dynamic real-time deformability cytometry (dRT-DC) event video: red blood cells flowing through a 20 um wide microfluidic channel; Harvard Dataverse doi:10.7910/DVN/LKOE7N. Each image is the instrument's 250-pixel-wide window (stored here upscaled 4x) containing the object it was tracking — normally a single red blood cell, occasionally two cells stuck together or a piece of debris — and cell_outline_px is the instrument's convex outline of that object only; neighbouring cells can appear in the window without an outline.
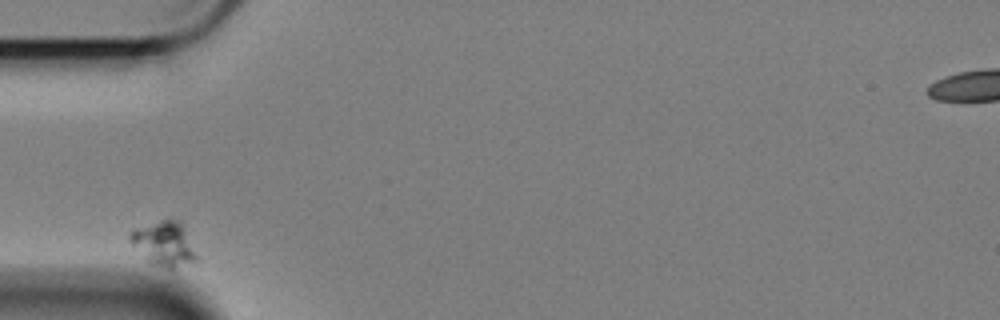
{"species": "Egyptian fruit bat (a non-hibernating species)", "species_latin": "Rousettus aegyptiacus", "temperature_condition": "cold", "stored_images_in_passage": 35, "camera_frame_rate_fps": 3000, "um_per_image_px": 0.085, "animal": {"sex": "female"}, "frame": {"image": 1, "passage_image": 1, "time_ms": 0.0, "image_size_px": [1000, 320], "cell_outline_px": [[196, 256], [192, 260], [172, 268], [168, 268], [152, 264], [128, 240], [128, 236], [132, 228], [160, 220], [180, 220]], "centroid_in_image_um": [13.85, 20.66], "position_along_channel_um": 71.1, "area_um2": 16.47}}
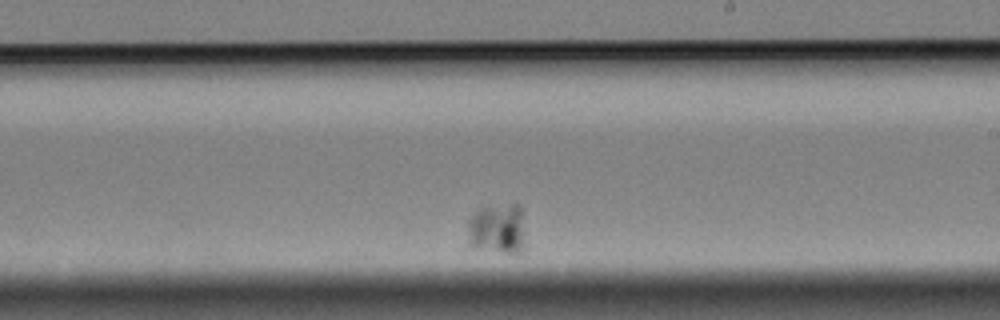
{"frame": {"image": 2, "passage_image": 21, "time_ms": 6.667, "image_size_px": [1000, 320], "cell_outline_px": [[520, 252], [516, 256], [476, 248], [468, 244], [468, 220], [480, 208], [512, 204], [520, 204]], "centroid_in_image_um": [42.18, 19.49], "position_along_channel_um": 246.8, "area_um2": 16.42}}
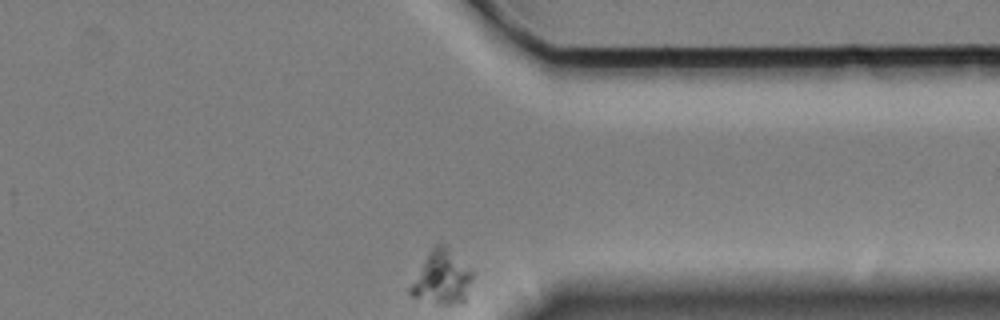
{"frame": {"image": 3, "passage_image": 35, "time_ms": 11.333, "image_size_px": [1000, 320], "cell_outline_px": [[472, 280], [464, 300], [452, 304], [436, 304], [412, 296], [408, 292], [408, 288], [432, 248], [436, 244], [440, 244], [472, 272]], "centroid_in_image_um": [37.51, 23.68], "position_along_channel_um": 373.9, "area_um2": 18.32}}